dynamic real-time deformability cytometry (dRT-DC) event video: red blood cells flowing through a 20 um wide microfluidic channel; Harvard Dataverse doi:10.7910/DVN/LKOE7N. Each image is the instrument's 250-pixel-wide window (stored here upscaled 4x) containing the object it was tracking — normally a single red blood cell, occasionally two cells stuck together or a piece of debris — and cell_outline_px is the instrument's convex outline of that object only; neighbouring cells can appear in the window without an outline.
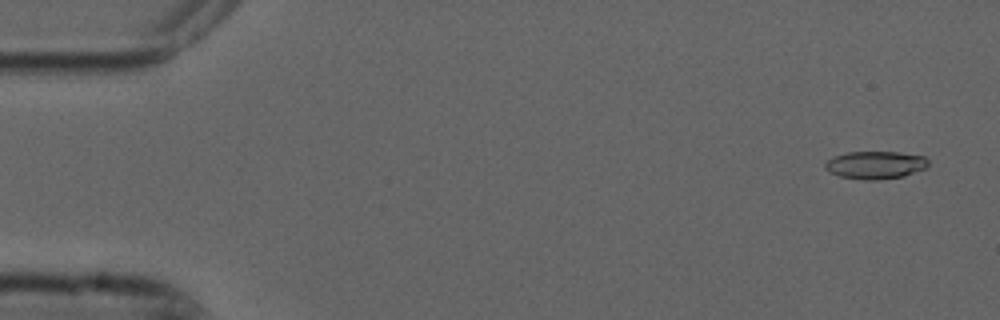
{"species": "common noctule bat (a hibernating species)", "species_latin": "Nyctalus noctula", "temperature_condition": "cold", "stored_images_in_passage": 6, "camera_frame_rate_fps": 3000, "um_per_image_px": 0.085, "animal": {"sex": "male", "forearm_length_mm": 52.5}, "frame": {"image": 1, "passage_image": 1, "time_ms": 0.0, "image_size_px": [1000, 320], "cell_outline_px": [[928, 164], [924, 168], [904, 176], [876, 180], [864, 180], [840, 176], [828, 172], [824, 168], [824, 164], [828, 160], [836, 156], [848, 152], [900, 152], [924, 156], [928, 160]], "centroid_in_image_um": [74.39, 14.02], "position_along_channel_um": 10.6, "area_um2": 16.59}}
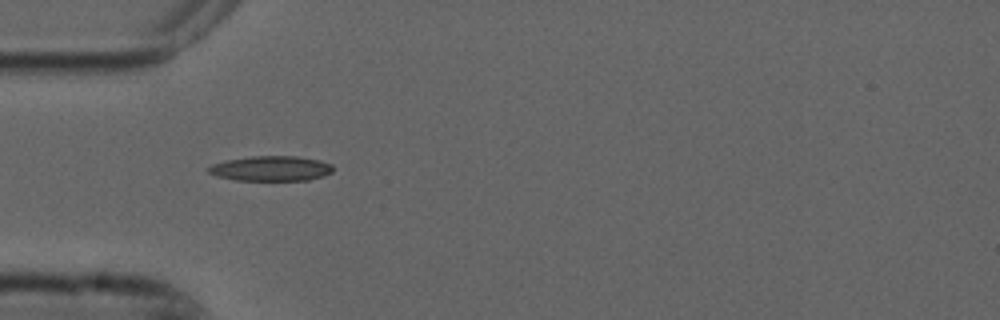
{"frame": {"image": 2, "passage_image": 5, "time_ms": 1.333, "image_size_px": [1000, 320], "cell_outline_px": [[332, 172], [324, 176], [308, 180], [236, 180], [216, 176], [208, 172], [208, 168], [212, 164], [228, 160], [252, 156], [296, 156], [320, 160], [332, 164]], "centroid_in_image_um": [23.06, 14.32], "position_along_channel_um": 61.9, "area_um2": 18.09}}
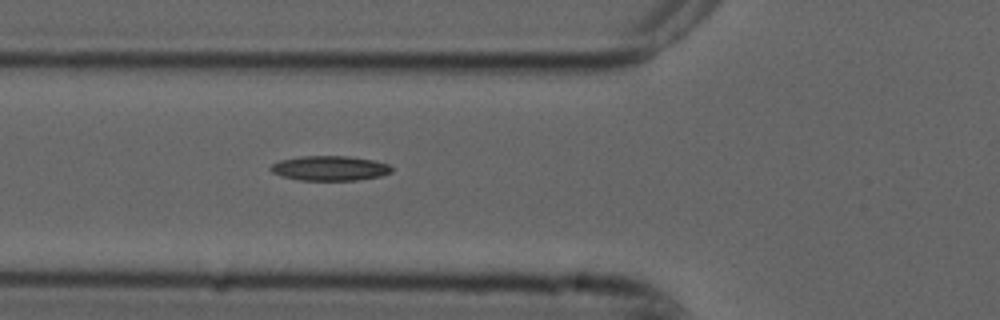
{"frame": {"image": 3, "passage_image": 6, "time_ms": 1.667, "image_size_px": [1000, 320], "cell_outline_px": [[392, 172], [380, 176], [356, 180], [300, 180], [284, 176], [272, 172], [268, 168], [272, 164], [280, 160], [304, 156], [348, 156], [376, 160], [388, 164], [392, 168]], "centroid_in_image_um": [28.06, 14.29], "position_along_channel_um": 97.7, "area_um2": 17.4}}